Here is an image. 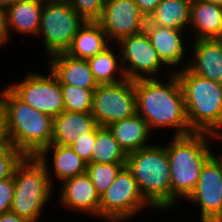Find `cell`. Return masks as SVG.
<instances>
[{
    "label": "cell",
    "instance_id": "cell-1",
    "mask_svg": "<svg viewBox=\"0 0 222 222\" xmlns=\"http://www.w3.org/2000/svg\"><path fill=\"white\" fill-rule=\"evenodd\" d=\"M168 76L164 82V78L135 80L137 114L147 122L151 132L156 128H174L173 136L192 134L179 79L175 73Z\"/></svg>",
    "mask_w": 222,
    "mask_h": 222
},
{
    "label": "cell",
    "instance_id": "cell-2",
    "mask_svg": "<svg viewBox=\"0 0 222 222\" xmlns=\"http://www.w3.org/2000/svg\"><path fill=\"white\" fill-rule=\"evenodd\" d=\"M0 90L10 143L24 156L37 157L52 143L53 118L20 100L7 86Z\"/></svg>",
    "mask_w": 222,
    "mask_h": 222
},
{
    "label": "cell",
    "instance_id": "cell-3",
    "mask_svg": "<svg viewBox=\"0 0 222 222\" xmlns=\"http://www.w3.org/2000/svg\"><path fill=\"white\" fill-rule=\"evenodd\" d=\"M172 137L165 144L171 175V211L180 199L186 201L195 191L203 165L214 154L210 141H220L210 133Z\"/></svg>",
    "mask_w": 222,
    "mask_h": 222
},
{
    "label": "cell",
    "instance_id": "cell-4",
    "mask_svg": "<svg viewBox=\"0 0 222 222\" xmlns=\"http://www.w3.org/2000/svg\"><path fill=\"white\" fill-rule=\"evenodd\" d=\"M175 74L184 95L190 129L196 133H210L222 140V84L203 78L188 67Z\"/></svg>",
    "mask_w": 222,
    "mask_h": 222
},
{
    "label": "cell",
    "instance_id": "cell-5",
    "mask_svg": "<svg viewBox=\"0 0 222 222\" xmlns=\"http://www.w3.org/2000/svg\"><path fill=\"white\" fill-rule=\"evenodd\" d=\"M126 167L142 196L155 210H171V175L165 145L153 144L129 153Z\"/></svg>",
    "mask_w": 222,
    "mask_h": 222
},
{
    "label": "cell",
    "instance_id": "cell-6",
    "mask_svg": "<svg viewBox=\"0 0 222 222\" xmlns=\"http://www.w3.org/2000/svg\"><path fill=\"white\" fill-rule=\"evenodd\" d=\"M13 179L15 193L10 211L30 222H39L55 190L46 167L38 157L24 156L14 169Z\"/></svg>",
    "mask_w": 222,
    "mask_h": 222
},
{
    "label": "cell",
    "instance_id": "cell-7",
    "mask_svg": "<svg viewBox=\"0 0 222 222\" xmlns=\"http://www.w3.org/2000/svg\"><path fill=\"white\" fill-rule=\"evenodd\" d=\"M85 22L66 0H45L37 38H43L48 58L65 53Z\"/></svg>",
    "mask_w": 222,
    "mask_h": 222
},
{
    "label": "cell",
    "instance_id": "cell-8",
    "mask_svg": "<svg viewBox=\"0 0 222 222\" xmlns=\"http://www.w3.org/2000/svg\"><path fill=\"white\" fill-rule=\"evenodd\" d=\"M149 207L154 209L142 196L132 172L125 166L100 196L99 220L127 222Z\"/></svg>",
    "mask_w": 222,
    "mask_h": 222
},
{
    "label": "cell",
    "instance_id": "cell-9",
    "mask_svg": "<svg viewBox=\"0 0 222 222\" xmlns=\"http://www.w3.org/2000/svg\"><path fill=\"white\" fill-rule=\"evenodd\" d=\"M47 74L29 71L20 82L13 80L6 86L23 102L55 118L64 111V99L56 76L50 69Z\"/></svg>",
    "mask_w": 222,
    "mask_h": 222
},
{
    "label": "cell",
    "instance_id": "cell-10",
    "mask_svg": "<svg viewBox=\"0 0 222 222\" xmlns=\"http://www.w3.org/2000/svg\"><path fill=\"white\" fill-rule=\"evenodd\" d=\"M92 115L99 126L132 117L137 113L135 80L115 84H99L93 92Z\"/></svg>",
    "mask_w": 222,
    "mask_h": 222
},
{
    "label": "cell",
    "instance_id": "cell-11",
    "mask_svg": "<svg viewBox=\"0 0 222 222\" xmlns=\"http://www.w3.org/2000/svg\"><path fill=\"white\" fill-rule=\"evenodd\" d=\"M186 201L199 207L200 222H222V151L203 165L197 187Z\"/></svg>",
    "mask_w": 222,
    "mask_h": 222
},
{
    "label": "cell",
    "instance_id": "cell-12",
    "mask_svg": "<svg viewBox=\"0 0 222 222\" xmlns=\"http://www.w3.org/2000/svg\"><path fill=\"white\" fill-rule=\"evenodd\" d=\"M124 74L129 80L158 77L166 66L153 48L146 32L121 39L117 43ZM161 72V73H160Z\"/></svg>",
    "mask_w": 222,
    "mask_h": 222
},
{
    "label": "cell",
    "instance_id": "cell-13",
    "mask_svg": "<svg viewBox=\"0 0 222 222\" xmlns=\"http://www.w3.org/2000/svg\"><path fill=\"white\" fill-rule=\"evenodd\" d=\"M112 44L144 32L147 17L134 0H105L101 17L97 20Z\"/></svg>",
    "mask_w": 222,
    "mask_h": 222
},
{
    "label": "cell",
    "instance_id": "cell-14",
    "mask_svg": "<svg viewBox=\"0 0 222 222\" xmlns=\"http://www.w3.org/2000/svg\"><path fill=\"white\" fill-rule=\"evenodd\" d=\"M144 31L149 36L152 46L156 50L160 59L166 65L168 70L167 74L169 72L170 74H173L177 70H182L185 67H188L189 61L185 59L187 58L186 55H189L187 54V46L190 43H186L187 41H185L188 40L185 39L187 38L185 35L189 32L188 30H176L172 28L153 26L147 20ZM184 60L186 62H183ZM180 65L181 68L176 69V67Z\"/></svg>",
    "mask_w": 222,
    "mask_h": 222
},
{
    "label": "cell",
    "instance_id": "cell-15",
    "mask_svg": "<svg viewBox=\"0 0 222 222\" xmlns=\"http://www.w3.org/2000/svg\"><path fill=\"white\" fill-rule=\"evenodd\" d=\"M60 185L59 206L99 218L100 196L86 173L66 179Z\"/></svg>",
    "mask_w": 222,
    "mask_h": 222
},
{
    "label": "cell",
    "instance_id": "cell-16",
    "mask_svg": "<svg viewBox=\"0 0 222 222\" xmlns=\"http://www.w3.org/2000/svg\"><path fill=\"white\" fill-rule=\"evenodd\" d=\"M188 68L195 74L222 84V40H191ZM192 47V48H191Z\"/></svg>",
    "mask_w": 222,
    "mask_h": 222
},
{
    "label": "cell",
    "instance_id": "cell-17",
    "mask_svg": "<svg viewBox=\"0 0 222 222\" xmlns=\"http://www.w3.org/2000/svg\"><path fill=\"white\" fill-rule=\"evenodd\" d=\"M49 156H51L50 159ZM37 157L46 167L50 183L53 187L55 180L63 182L66 179L86 173L87 163L71 147L51 143ZM49 160L52 162V171L54 170V173L50 172L51 166L49 164L51 162Z\"/></svg>",
    "mask_w": 222,
    "mask_h": 222
},
{
    "label": "cell",
    "instance_id": "cell-18",
    "mask_svg": "<svg viewBox=\"0 0 222 222\" xmlns=\"http://www.w3.org/2000/svg\"><path fill=\"white\" fill-rule=\"evenodd\" d=\"M50 71L56 76L60 85L78 86L84 89H96L99 84L94 79L87 60L58 53L48 59Z\"/></svg>",
    "mask_w": 222,
    "mask_h": 222
},
{
    "label": "cell",
    "instance_id": "cell-19",
    "mask_svg": "<svg viewBox=\"0 0 222 222\" xmlns=\"http://www.w3.org/2000/svg\"><path fill=\"white\" fill-rule=\"evenodd\" d=\"M98 123L92 113L62 111L53 118L52 144L70 147L85 134L93 132Z\"/></svg>",
    "mask_w": 222,
    "mask_h": 222
},
{
    "label": "cell",
    "instance_id": "cell-20",
    "mask_svg": "<svg viewBox=\"0 0 222 222\" xmlns=\"http://www.w3.org/2000/svg\"><path fill=\"white\" fill-rule=\"evenodd\" d=\"M189 30L193 33V35H189V38L193 36L192 40L221 39L222 6L206 1L192 0Z\"/></svg>",
    "mask_w": 222,
    "mask_h": 222
},
{
    "label": "cell",
    "instance_id": "cell-21",
    "mask_svg": "<svg viewBox=\"0 0 222 222\" xmlns=\"http://www.w3.org/2000/svg\"><path fill=\"white\" fill-rule=\"evenodd\" d=\"M45 0H20L6 8L8 30L21 35L38 36Z\"/></svg>",
    "mask_w": 222,
    "mask_h": 222
},
{
    "label": "cell",
    "instance_id": "cell-22",
    "mask_svg": "<svg viewBox=\"0 0 222 222\" xmlns=\"http://www.w3.org/2000/svg\"><path fill=\"white\" fill-rule=\"evenodd\" d=\"M108 127L127 155L152 145L148 142L152 132L147 122L137 113Z\"/></svg>",
    "mask_w": 222,
    "mask_h": 222
},
{
    "label": "cell",
    "instance_id": "cell-23",
    "mask_svg": "<svg viewBox=\"0 0 222 222\" xmlns=\"http://www.w3.org/2000/svg\"><path fill=\"white\" fill-rule=\"evenodd\" d=\"M111 43L97 21H86L65 53L72 58L87 60L113 45Z\"/></svg>",
    "mask_w": 222,
    "mask_h": 222
},
{
    "label": "cell",
    "instance_id": "cell-24",
    "mask_svg": "<svg viewBox=\"0 0 222 222\" xmlns=\"http://www.w3.org/2000/svg\"><path fill=\"white\" fill-rule=\"evenodd\" d=\"M192 0H162L147 18L158 27L189 30Z\"/></svg>",
    "mask_w": 222,
    "mask_h": 222
},
{
    "label": "cell",
    "instance_id": "cell-25",
    "mask_svg": "<svg viewBox=\"0 0 222 222\" xmlns=\"http://www.w3.org/2000/svg\"><path fill=\"white\" fill-rule=\"evenodd\" d=\"M118 54L115 53V47L109 46L104 51L87 59L90 70L98 84H115L126 78L121 63L120 50L117 44ZM119 55V56H117Z\"/></svg>",
    "mask_w": 222,
    "mask_h": 222
},
{
    "label": "cell",
    "instance_id": "cell-26",
    "mask_svg": "<svg viewBox=\"0 0 222 222\" xmlns=\"http://www.w3.org/2000/svg\"><path fill=\"white\" fill-rule=\"evenodd\" d=\"M127 156L109 127L96 128V142L90 163H126Z\"/></svg>",
    "mask_w": 222,
    "mask_h": 222
},
{
    "label": "cell",
    "instance_id": "cell-27",
    "mask_svg": "<svg viewBox=\"0 0 222 222\" xmlns=\"http://www.w3.org/2000/svg\"><path fill=\"white\" fill-rule=\"evenodd\" d=\"M126 163H89L86 174L90 177L99 196L111 186Z\"/></svg>",
    "mask_w": 222,
    "mask_h": 222
},
{
    "label": "cell",
    "instance_id": "cell-28",
    "mask_svg": "<svg viewBox=\"0 0 222 222\" xmlns=\"http://www.w3.org/2000/svg\"><path fill=\"white\" fill-rule=\"evenodd\" d=\"M64 110L78 113H91L93 92L96 89H84L78 86L61 85Z\"/></svg>",
    "mask_w": 222,
    "mask_h": 222
},
{
    "label": "cell",
    "instance_id": "cell-29",
    "mask_svg": "<svg viewBox=\"0 0 222 222\" xmlns=\"http://www.w3.org/2000/svg\"><path fill=\"white\" fill-rule=\"evenodd\" d=\"M86 21H97L103 12L105 0H66Z\"/></svg>",
    "mask_w": 222,
    "mask_h": 222
},
{
    "label": "cell",
    "instance_id": "cell-30",
    "mask_svg": "<svg viewBox=\"0 0 222 222\" xmlns=\"http://www.w3.org/2000/svg\"><path fill=\"white\" fill-rule=\"evenodd\" d=\"M24 155L11 143L0 149V180H4L13 175L16 165L22 160Z\"/></svg>",
    "mask_w": 222,
    "mask_h": 222
},
{
    "label": "cell",
    "instance_id": "cell-31",
    "mask_svg": "<svg viewBox=\"0 0 222 222\" xmlns=\"http://www.w3.org/2000/svg\"><path fill=\"white\" fill-rule=\"evenodd\" d=\"M76 142L70 147L84 160L87 164L91 162L92 150L96 142V129L80 138H76Z\"/></svg>",
    "mask_w": 222,
    "mask_h": 222
},
{
    "label": "cell",
    "instance_id": "cell-32",
    "mask_svg": "<svg viewBox=\"0 0 222 222\" xmlns=\"http://www.w3.org/2000/svg\"><path fill=\"white\" fill-rule=\"evenodd\" d=\"M14 193L15 184L13 175L4 180H0V215L10 212Z\"/></svg>",
    "mask_w": 222,
    "mask_h": 222
},
{
    "label": "cell",
    "instance_id": "cell-33",
    "mask_svg": "<svg viewBox=\"0 0 222 222\" xmlns=\"http://www.w3.org/2000/svg\"><path fill=\"white\" fill-rule=\"evenodd\" d=\"M11 36L8 30L7 14L4 8H0V47L9 44Z\"/></svg>",
    "mask_w": 222,
    "mask_h": 222
},
{
    "label": "cell",
    "instance_id": "cell-34",
    "mask_svg": "<svg viewBox=\"0 0 222 222\" xmlns=\"http://www.w3.org/2000/svg\"><path fill=\"white\" fill-rule=\"evenodd\" d=\"M162 0H134L140 11L149 18Z\"/></svg>",
    "mask_w": 222,
    "mask_h": 222
},
{
    "label": "cell",
    "instance_id": "cell-35",
    "mask_svg": "<svg viewBox=\"0 0 222 222\" xmlns=\"http://www.w3.org/2000/svg\"><path fill=\"white\" fill-rule=\"evenodd\" d=\"M9 144L10 141L5 123V117L2 110L0 109V149L7 147Z\"/></svg>",
    "mask_w": 222,
    "mask_h": 222
},
{
    "label": "cell",
    "instance_id": "cell-36",
    "mask_svg": "<svg viewBox=\"0 0 222 222\" xmlns=\"http://www.w3.org/2000/svg\"><path fill=\"white\" fill-rule=\"evenodd\" d=\"M0 222H30V221L10 211L0 215Z\"/></svg>",
    "mask_w": 222,
    "mask_h": 222
},
{
    "label": "cell",
    "instance_id": "cell-37",
    "mask_svg": "<svg viewBox=\"0 0 222 222\" xmlns=\"http://www.w3.org/2000/svg\"><path fill=\"white\" fill-rule=\"evenodd\" d=\"M20 0H0V8H8L9 6L14 5L15 3L19 2Z\"/></svg>",
    "mask_w": 222,
    "mask_h": 222
},
{
    "label": "cell",
    "instance_id": "cell-38",
    "mask_svg": "<svg viewBox=\"0 0 222 222\" xmlns=\"http://www.w3.org/2000/svg\"><path fill=\"white\" fill-rule=\"evenodd\" d=\"M200 1H206V2H210L212 4H215V5L222 6V0H200Z\"/></svg>",
    "mask_w": 222,
    "mask_h": 222
}]
</instances>
